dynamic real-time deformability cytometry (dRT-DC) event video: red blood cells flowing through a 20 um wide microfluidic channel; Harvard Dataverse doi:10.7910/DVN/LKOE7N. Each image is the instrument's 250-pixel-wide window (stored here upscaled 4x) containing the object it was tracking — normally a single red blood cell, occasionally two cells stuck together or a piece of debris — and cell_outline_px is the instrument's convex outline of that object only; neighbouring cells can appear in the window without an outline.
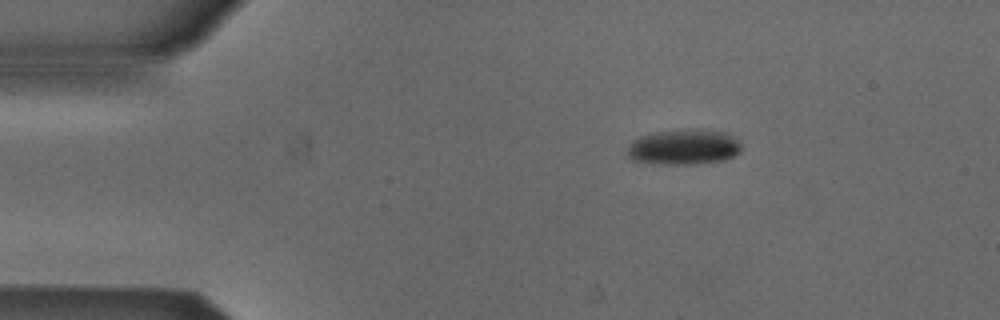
{"species": "Egyptian fruit bat (a non-hibernating species)", "species_latin": "Rousettus aegyptiacus", "temperature_condition": "cold", "stored_images_in_passage": 42, "camera_frame_rate_fps": 3000, "um_per_image_px": 0.085, "animal": {"sex": "male"}, "frame": {"image": 1, "passage_image": 2, "time_ms": 0.333, "image_size_px": [1000, 320], "cell_outline_px": [[740, 152], [724, 160], [696, 164], [664, 164], [632, 160], [628, 156], [628, 148], [640, 136], [660, 132], [692, 128], [728, 132], [740, 140]], "centroid_in_image_um": [58.2, 12.49], "position_along_channel_um": 26.8, "area_um2": 23.41}}
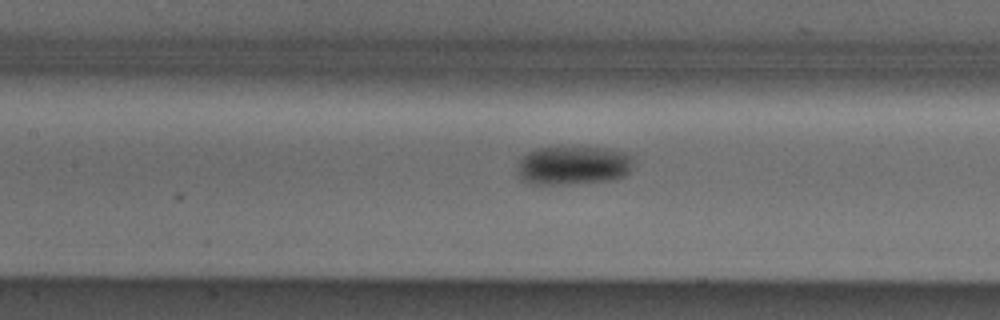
{"frame": {"image": 2, "passage_image": 17, "time_ms": 5.333, "image_size_px": [1000, 320], "cell_outline_px": [[632, 164], [628, 172], [624, 176], [616, 180], [568, 184], [536, 184], [524, 180], [520, 172], [520, 160], [528, 152], [536, 148], [604, 148], [624, 152], [632, 156]], "centroid_in_image_um": [48.79, 14.07], "position_along_channel_um": 158.6, "area_um2": 25.72}}
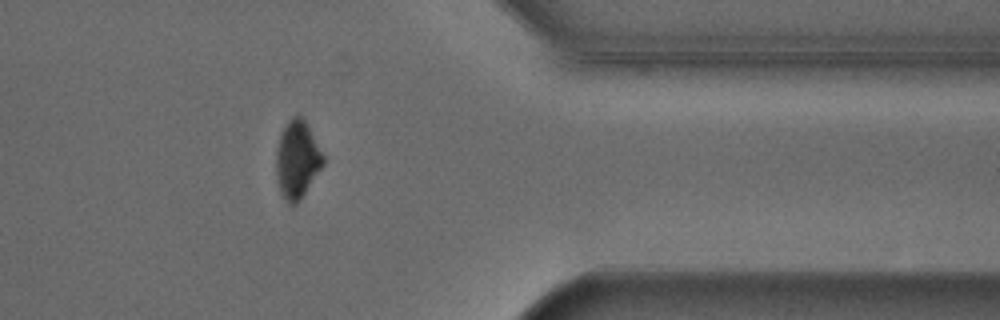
{"frame": {"image": 3, "passage_image": 36, "time_ms": 11.667, "image_size_px": [1000, 320], "cell_outline_px": [[324, 164], [300, 200], [296, 204], [288, 204], [284, 200], [280, 192], [276, 180], [276, 148], [280, 136], [288, 120], [296, 112], [304, 120], [324, 156]], "centroid_in_image_um": [25.23, 13.59], "position_along_channel_um": 386.2, "area_um2": 21.21}}